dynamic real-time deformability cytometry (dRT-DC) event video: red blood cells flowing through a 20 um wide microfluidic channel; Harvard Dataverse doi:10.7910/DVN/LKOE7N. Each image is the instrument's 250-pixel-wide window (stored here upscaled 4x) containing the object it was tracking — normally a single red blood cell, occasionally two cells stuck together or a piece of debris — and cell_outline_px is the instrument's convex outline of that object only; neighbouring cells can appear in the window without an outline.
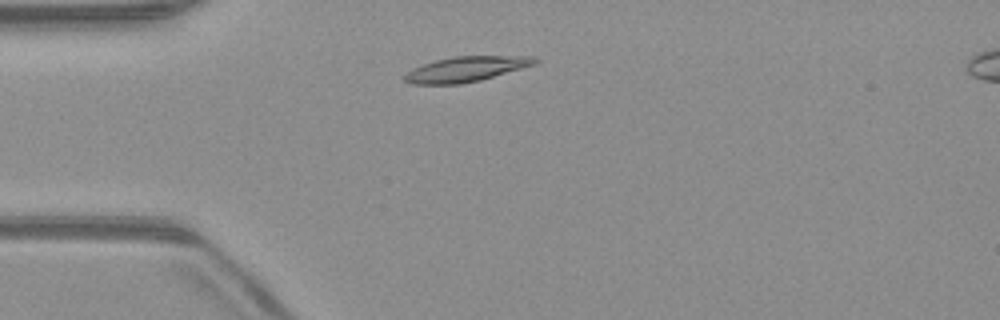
{"species": "common noctule bat (a hibernating species)", "species_latin": "Nyctalus noctula", "temperature_condition": "warm", "stored_images_in_passage": 39, "camera_frame_rate_fps": 3000, "um_per_image_px": 0.085, "animal": {"sex": "male", "body_mass_g": 23.1, "forearm_length_mm": 52.7}, "frame": {"image": 1, "passage_image": 1, "time_ms": 0.0, "image_size_px": [1000, 320], "cell_outline_px": [[540, 60], [536, 64], [480, 80], [460, 84], [412, 84], [404, 80], [400, 76], [412, 68], [436, 60], [452, 56], [532, 56]], "centroid_in_image_um": [39.57, 5.87], "position_along_channel_um": 45.4, "area_um2": 19.13}}
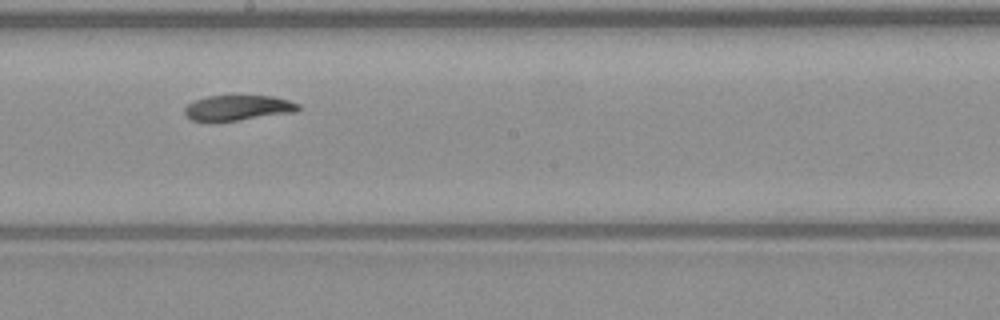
{"frame": {"image": 2, "passage_image": 16, "time_ms": 5.0, "image_size_px": [1000, 320], "cell_outline_px": [[300, 108], [296, 112], [212, 124], [208, 124], [192, 120], [184, 112], [184, 108], [188, 104], [196, 100], [208, 96], [272, 96], [288, 100], [300, 104]], "centroid_in_image_um": [20.19, 9.2], "position_along_channel_um": 228.0, "area_um2": 17.17}}
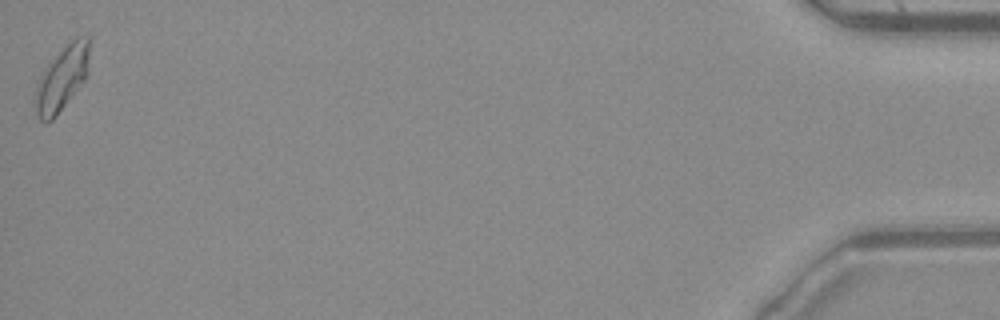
{"frame": {"image": 3, "passage_image": 39, "time_ms": 12.667, "image_size_px": [1000, 320], "cell_outline_px": [[88, 72], [84, 80], [56, 116], [52, 120], [40, 120], [36, 112], [36, 84], [44, 68], [76, 36], [88, 36]], "centroid_in_image_um": [5.26, 6.66], "position_along_channel_um": 429.9, "area_um2": 19.65}, "authors_computed_cell_mechanics": {"area_um2": 18.0336, "velocity_mm_per_s": 3.9929, "shape_relaxation_time_tau1_ms": 6.5266, "shape_relaxation_time_tau2_ms": 7.4762, "deformation_change_tau1": 0.1717, "deformation_change_tau2": 0.1155}}